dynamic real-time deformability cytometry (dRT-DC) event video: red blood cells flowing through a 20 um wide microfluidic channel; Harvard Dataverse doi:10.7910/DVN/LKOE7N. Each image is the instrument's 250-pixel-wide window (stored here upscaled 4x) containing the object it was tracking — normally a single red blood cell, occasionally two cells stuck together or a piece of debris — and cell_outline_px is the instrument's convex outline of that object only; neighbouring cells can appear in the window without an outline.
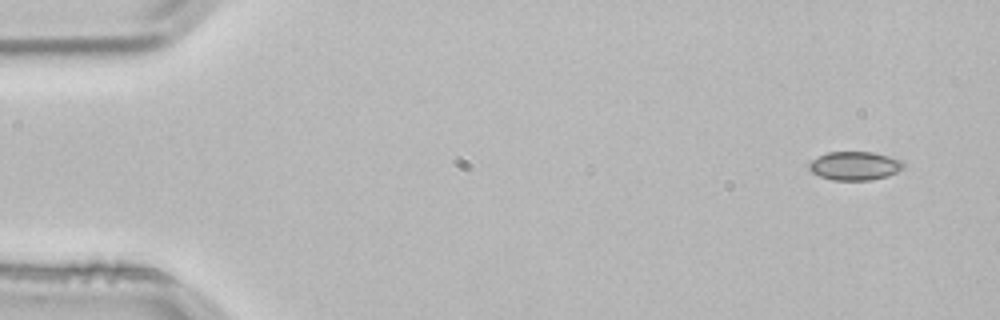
{"species": "common noctule bat (a hibernating species)", "species_latin": "Nyctalus noctula", "temperature_condition": "room temperature", "stored_images_in_passage": 4, "segment_of_instrument_passage": [1, 2], "camera_frame_rate_fps": 3000, "um_per_image_px": 0.085, "animal": {"sex": "male", "body_mass_g": 21.5, "forearm_length_mm": 52.0}, "frame": {"image": 1, "passage_image": 1, "time_ms": 0.0, "image_size_px": [1000, 320], "cell_outline_px": [[904, 168], [888, 176], [872, 180], [832, 180], [820, 176], [812, 172], [808, 168], [808, 164], [812, 160], [828, 152], [872, 152], [904, 160]], "centroid_in_image_um": [72.68, 14.1], "position_along_channel_um": 12.3, "area_um2": 15.78}}
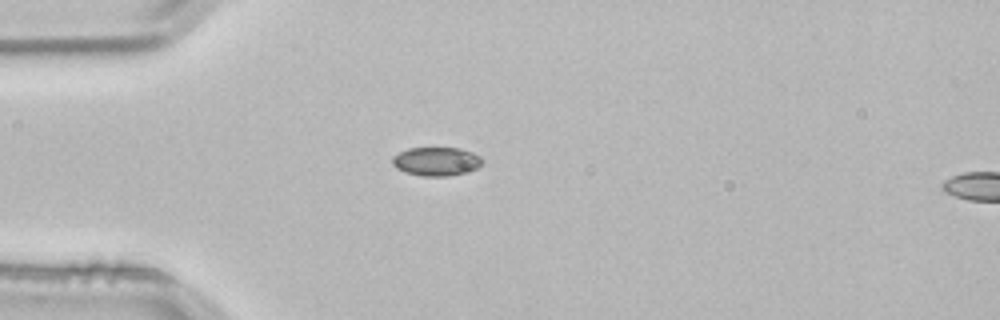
{"frame": {"image": 2, "passage_image": 3, "time_ms": 0.667, "image_size_px": [1000, 320], "cell_outline_px": [[484, 160], [476, 168], [464, 172], [448, 176], [420, 176], [404, 172], [396, 168], [392, 164], [392, 156], [408, 148], [460, 148], [472, 152], [480, 156]], "centroid_in_image_um": [37.05, 13.72], "position_along_channel_um": 47.9, "area_um2": 15.03}}